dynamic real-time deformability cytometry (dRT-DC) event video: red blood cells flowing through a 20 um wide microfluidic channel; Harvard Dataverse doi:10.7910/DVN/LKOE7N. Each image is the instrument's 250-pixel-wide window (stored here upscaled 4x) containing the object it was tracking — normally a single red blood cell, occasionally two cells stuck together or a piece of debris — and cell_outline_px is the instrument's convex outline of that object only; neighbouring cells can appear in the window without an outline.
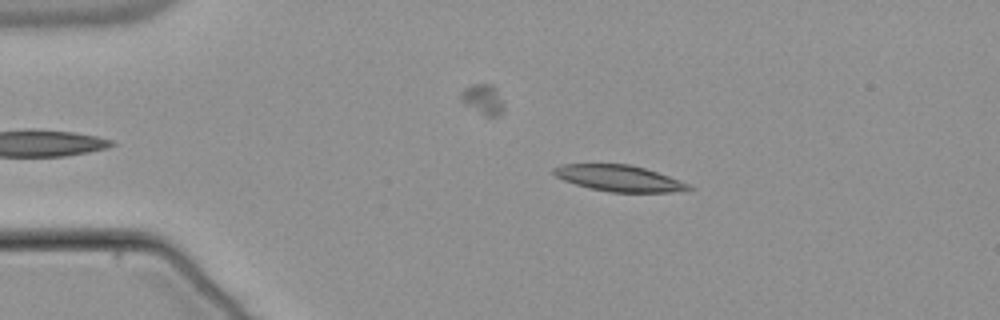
{"species": "common noctule bat (a hibernating species)", "species_latin": "Nyctalus noctula", "temperature_condition": "warm", "stored_images_in_passage": 46, "camera_frame_rate_fps": 3000, "um_per_image_px": 0.085, "animal": {"sex": "male", "body_mass_g": 21.5, "forearm_length_mm": 52.0}, "frame": {"image": 1, "passage_image": 10, "time_ms": 3.0, "image_size_px": [1000, 320], "cell_outline_px": [[696, 188], [668, 192], [612, 192], [592, 188], [576, 184], [564, 180], [556, 176], [552, 172], [552, 168], [564, 164], [628, 164], [644, 168], [668, 176], [688, 184]], "centroid_in_image_um": [52.59, 15.14], "position_along_channel_um": 32.4, "area_um2": 20.17}}
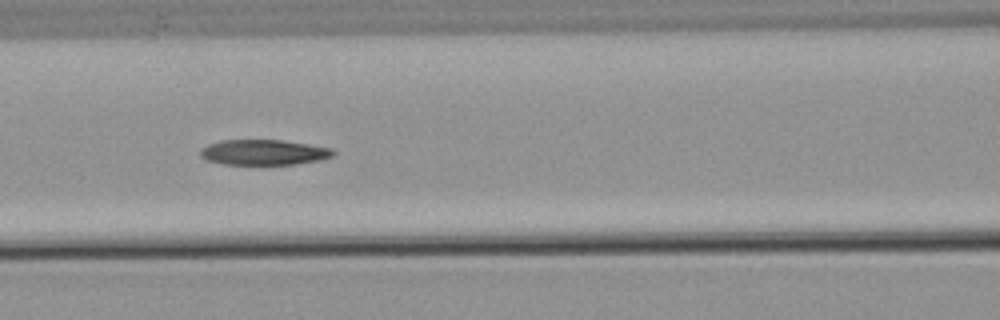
{"frame": {"image": 2, "passage_image": 23, "time_ms": 7.333, "image_size_px": [1000, 320], "cell_outline_px": [[336, 152], [332, 156], [320, 160], [296, 164], [224, 164], [208, 160], [200, 156], [200, 148], [208, 144], [220, 140], [284, 140], [332, 148]], "centroid_in_image_um": [22.42, 12.94], "position_along_channel_um": 144.2, "area_um2": 19.65}}
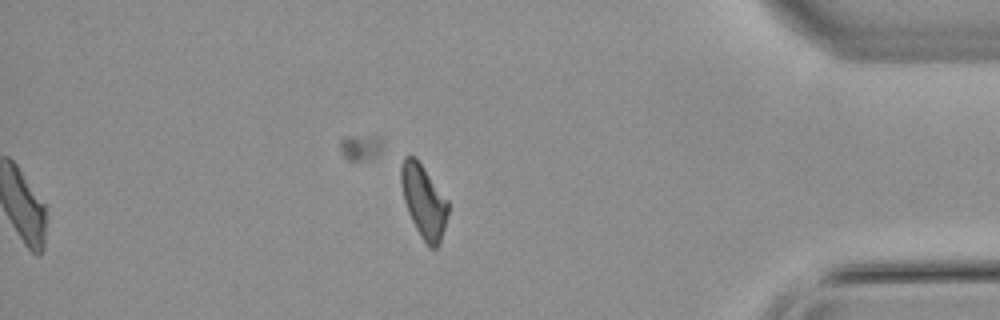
{"frame": {"image": 3, "passage_image": 46, "time_ms": 15.0, "image_size_px": [1000, 320], "cell_outline_px": [[448, 212], [440, 244], [436, 248], [428, 248], [420, 236], [408, 212], [404, 200], [400, 184], [400, 168], [404, 156], [416, 156], [448, 200]], "centroid_in_image_um": [36.01, 17.1], "position_along_channel_um": 399.2, "area_um2": 20.17}, "authors_computed_cell_mechanics": {"area_um2": 20.8369, "velocity_mm_per_s": 3.7897, "shape_relaxation_time_tau1_ms": 7.3735, "shape_relaxation_time_tau2_ms": 9.9799, "deformation_change_tau1": 0.1897, "deformation_change_tau2": 0.2108}}